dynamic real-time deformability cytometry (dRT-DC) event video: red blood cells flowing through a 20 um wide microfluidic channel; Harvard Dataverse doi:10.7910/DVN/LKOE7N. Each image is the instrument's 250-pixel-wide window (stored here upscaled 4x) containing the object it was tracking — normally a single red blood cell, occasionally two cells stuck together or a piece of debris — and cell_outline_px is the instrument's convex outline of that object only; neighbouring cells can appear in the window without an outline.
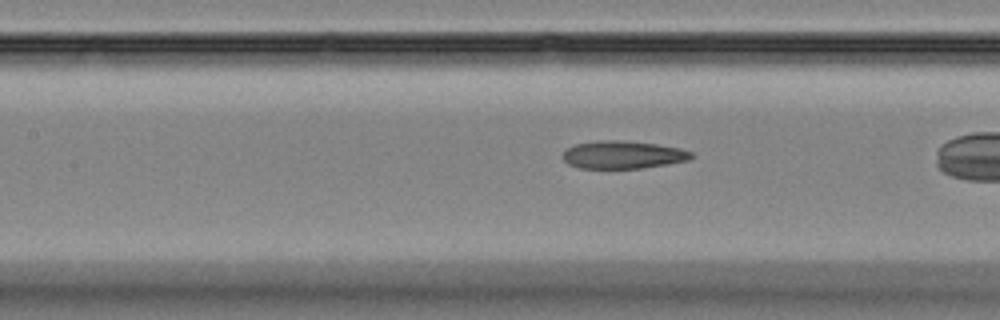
{"species": "Egyptian fruit bat (a non-hibernating species)", "species_latin": "Rousettus aegyptiacus", "temperature_condition": "room temperature", "stored_images_in_passage": 29, "camera_frame_rate_fps": 3000, "um_per_image_px": 0.085, "animal": {"sex": "female"}, "frame": {"image": 1, "passage_image": 10, "time_ms": 3.0, "image_size_px": [1000, 320], "cell_outline_px": [[692, 156], [688, 160], [640, 168], [580, 168], [568, 164], [560, 156], [568, 148], [576, 144], [596, 140], [616, 140], [656, 144], [680, 148], [692, 152]], "centroid_in_image_um": [52.89, 13.15], "position_along_channel_um": 154.5, "area_um2": 20.58}}
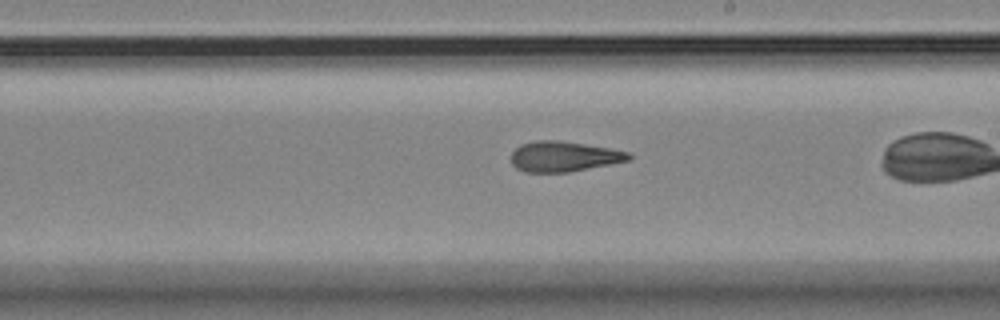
{"frame": {"image": 2, "passage_image": 17, "time_ms": 5.333, "image_size_px": [1000, 320], "cell_outline_px": [[632, 160], [568, 172], [524, 172], [516, 168], [512, 164], [512, 152], [520, 144], [536, 140], [556, 140], [584, 144], [608, 148], [628, 152], [632, 156]], "centroid_in_image_um": [47.91, 13.3], "position_along_channel_um": 241.1, "area_um2": 20.69}}
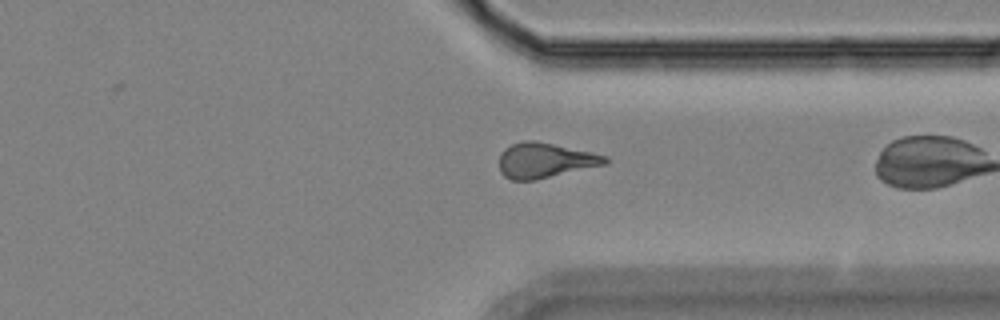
{"frame": {"image": 3, "passage_image": 27, "time_ms": 8.667, "image_size_px": [1000, 320], "cell_outline_px": [[608, 164], [536, 180], [512, 180], [504, 176], [500, 172], [500, 156], [504, 148], [512, 144], [524, 140], [536, 140], [592, 152], [608, 156]], "centroid_in_image_um": [46.34, 13.63], "position_along_channel_um": 365.1, "area_um2": 21.85}}